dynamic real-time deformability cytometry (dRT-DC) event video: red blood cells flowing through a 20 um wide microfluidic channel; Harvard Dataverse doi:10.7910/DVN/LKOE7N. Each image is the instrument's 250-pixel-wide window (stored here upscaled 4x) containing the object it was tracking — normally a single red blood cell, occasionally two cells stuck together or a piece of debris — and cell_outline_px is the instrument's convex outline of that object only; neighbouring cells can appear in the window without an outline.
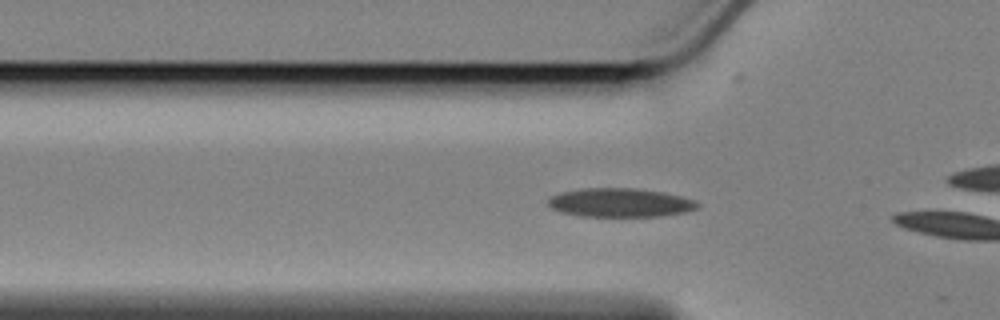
{"species": "Egyptian fruit bat (a non-hibernating species)", "species_latin": "Rousettus aegyptiacus", "temperature_condition": "cold", "stored_images_in_passage": 13, "camera_frame_rate_fps": 3000, "um_per_image_px": 0.085, "animal": {"sex": "female"}, "frame": {"image": 1, "passage_image": 3, "time_ms": 0.667, "image_size_px": [1000, 320], "cell_outline_px": [[700, 208], [684, 212], [660, 216], [580, 216], [560, 212], [552, 208], [548, 204], [548, 200], [552, 196], [560, 192], [584, 188], [636, 188], [664, 192], [696, 200], [700, 204]], "centroid_in_image_um": [52.73, 17.22], "position_along_channel_um": 73.1, "area_um2": 25.14}}
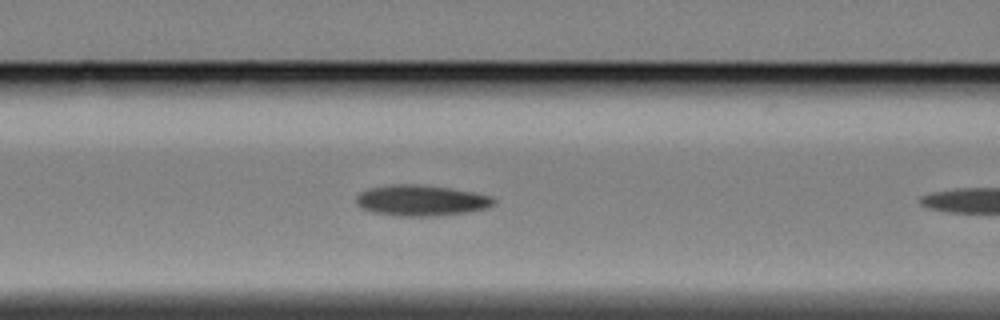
{"frame": {"image": 2, "passage_image": 8, "time_ms": 2.333, "image_size_px": [1000, 320], "cell_outline_px": [[496, 204], [488, 208], [468, 212], [432, 216], [400, 216], [376, 212], [360, 208], [356, 204], [356, 196], [360, 192], [368, 188], [388, 184], [420, 184], [452, 188], [476, 192], [492, 196], [496, 200]], "centroid_in_image_um": [35.83, 17.02], "position_along_channel_um": 130.8, "area_um2": 25.09}}
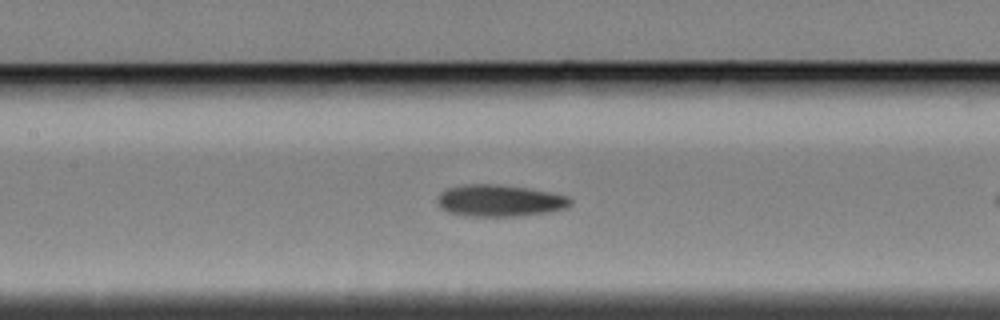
{"frame": {"image": 3, "passage_image": 11, "time_ms": 3.333, "image_size_px": [1000, 320], "cell_outline_px": [[572, 204], [564, 208], [548, 212], [516, 216], [464, 216], [448, 212], [440, 208], [436, 200], [436, 196], [444, 188], [464, 184], [496, 184], [524, 188], [548, 192], [568, 196], [572, 200]], "centroid_in_image_um": [42.38, 17.05], "position_along_channel_um": 165.0, "area_um2": 24.74}}